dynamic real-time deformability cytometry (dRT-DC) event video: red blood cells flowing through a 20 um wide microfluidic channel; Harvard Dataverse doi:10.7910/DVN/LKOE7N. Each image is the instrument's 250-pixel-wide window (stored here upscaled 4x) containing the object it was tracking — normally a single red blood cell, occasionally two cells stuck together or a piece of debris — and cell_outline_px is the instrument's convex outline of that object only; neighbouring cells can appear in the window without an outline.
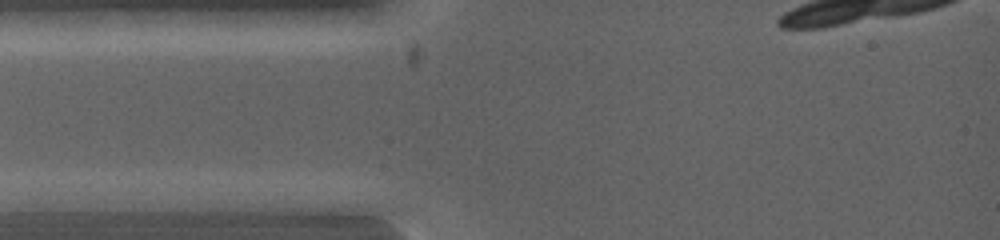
{"species": "common noctule bat (a hibernating species)", "species_latin": "Nyctalus noctula", "temperature_condition": "warm", "stored_images_in_passage": 4, "camera_frame_rate_fps": 5000, "um_per_image_px": 0.085, "animal": {"sex": "female", "body_mass_g": 19.0, "forearm_length_mm": 53.3}, "frame": {"image": 1, "passage_image": 2, "time_ms": 0.4, "image_size_px": [1000, 240], "cell_outline_px": [[124, 200], [88, 212], [20, 212], [16, 208], [16, 200], [40, 192], [92, 192]], "centroid_in_image_um": [5.46, 17.18], "position_along_channel_um": 79.5, "area_um2": 12.37}}